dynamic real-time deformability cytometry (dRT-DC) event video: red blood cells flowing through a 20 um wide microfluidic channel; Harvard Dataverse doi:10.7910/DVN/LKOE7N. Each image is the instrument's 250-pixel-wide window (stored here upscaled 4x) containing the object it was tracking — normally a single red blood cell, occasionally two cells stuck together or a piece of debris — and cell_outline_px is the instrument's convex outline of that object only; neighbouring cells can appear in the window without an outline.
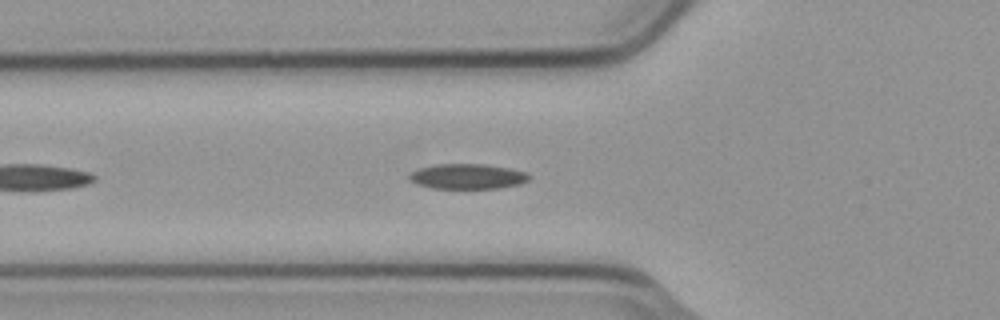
{"species": "common noctule bat (a hibernating species)", "species_latin": "Nyctalus noctula", "temperature_condition": "cold", "stored_images_in_passage": 14, "camera_frame_rate_fps": 3000, "um_per_image_px": 0.085, "animal": {"sex": "male", "body_mass_g": 23.1, "forearm_length_mm": 52.7}, "frame": {"image": 1, "passage_image": 7, "time_ms": 2.0, "image_size_px": [1000, 320], "cell_outline_px": [[532, 176], [528, 180], [520, 184], [496, 188], [432, 188], [416, 184], [408, 176], [412, 172], [420, 168], [436, 164], [480, 164], [508, 168], [528, 172]], "centroid_in_image_um": [39.77, 14.99], "position_along_channel_um": 86.0, "area_um2": 17.4}}